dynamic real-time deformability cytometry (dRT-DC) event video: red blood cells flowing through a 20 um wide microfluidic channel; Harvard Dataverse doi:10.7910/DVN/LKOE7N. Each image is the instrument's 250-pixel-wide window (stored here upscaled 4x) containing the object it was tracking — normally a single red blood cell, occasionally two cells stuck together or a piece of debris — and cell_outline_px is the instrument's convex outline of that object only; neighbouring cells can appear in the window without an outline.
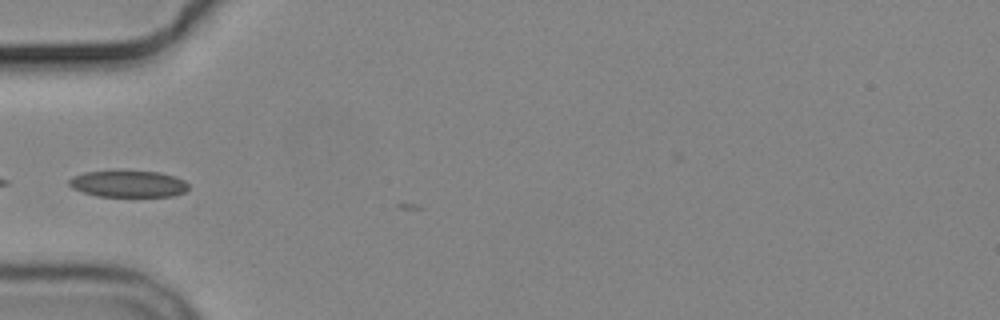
{"species": "common noctule bat (a hibernating species)", "species_latin": "Nyctalus noctula", "temperature_condition": "cold", "stored_images_in_passage": 5, "camera_frame_rate_fps": 3000, "um_per_image_px": 0.085, "animal": {"sex": "male", "body_mass_g": 19.2, "forearm_length_mm": 51.8}, "frame": {"image": 1, "passage_image": 4, "time_ms": 4.0, "image_size_px": [1000, 320], "cell_outline_px": [[188, 188], [184, 192], [172, 196], [96, 196], [72, 188], [68, 184], [68, 180], [72, 176], [84, 172], [160, 172], [184, 180], [188, 184]], "centroid_in_image_um": [10.88, 15.64], "position_along_channel_um": 74.1, "area_um2": 18.15}}
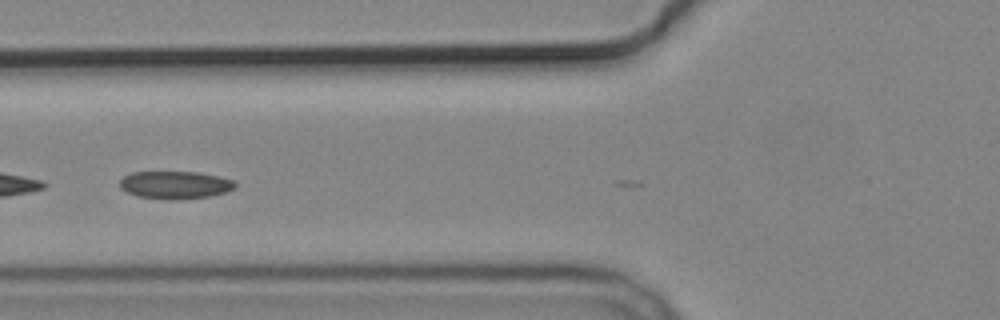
{"frame": {"image": 2, "passage_image": 5, "time_ms": 5.0, "image_size_px": [1000, 320], "cell_outline_px": [[236, 188], [224, 192], [208, 196], [172, 200], [168, 200], [136, 196], [120, 188], [120, 180], [124, 176], [132, 172], [196, 172], [220, 176], [236, 180]], "centroid_in_image_um": [14.9, 15.71], "position_along_channel_um": 110.9, "area_um2": 18.67}}